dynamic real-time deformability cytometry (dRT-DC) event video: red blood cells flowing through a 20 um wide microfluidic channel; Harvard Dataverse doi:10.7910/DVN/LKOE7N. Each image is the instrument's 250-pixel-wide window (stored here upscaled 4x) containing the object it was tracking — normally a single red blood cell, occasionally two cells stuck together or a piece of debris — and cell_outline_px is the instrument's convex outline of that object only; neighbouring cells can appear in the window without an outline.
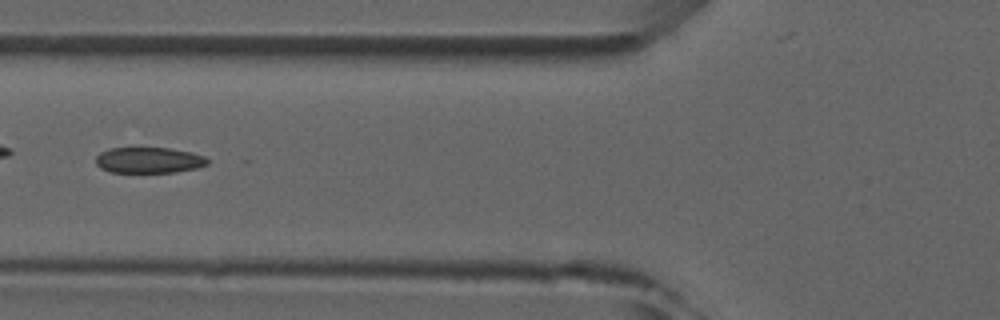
{"species": "common noctule bat (a hibernating species)", "species_latin": "Nyctalus noctula", "temperature_condition": "room temperature", "stored_images_in_passage": 7, "camera_frame_rate_fps": 3000, "um_per_image_px": 0.085, "animal": {"sex": "male", "forearm_length_mm": 52.5}, "frame": {"image": 1, "passage_image": 5, "time_ms": 5.667, "image_size_px": [1000, 320], "cell_outline_px": [[208, 164], [196, 168], [176, 172], [112, 172], [100, 168], [96, 164], [96, 156], [100, 152], [108, 148], [168, 148], [192, 152], [204, 156], [208, 160]], "centroid_in_image_um": [12.64, 13.61], "position_along_channel_um": 113.2, "area_um2": 16.82}}
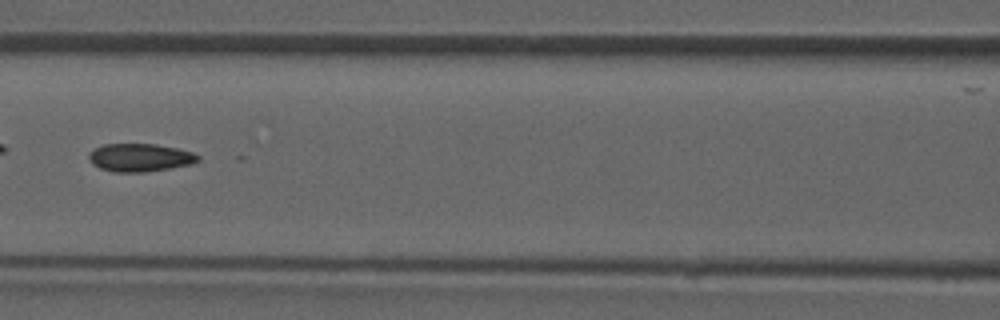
{"frame": {"image": 2, "passage_image": 6, "time_ms": 6.667, "image_size_px": [1000, 320], "cell_outline_px": [[200, 160], [192, 164], [144, 172], [116, 172], [100, 168], [92, 164], [88, 160], [88, 156], [96, 148], [104, 144], [156, 144], [176, 148], [192, 152], [200, 156]], "centroid_in_image_um": [11.91, 13.39], "position_along_channel_um": 154.7, "area_um2": 17.69}}